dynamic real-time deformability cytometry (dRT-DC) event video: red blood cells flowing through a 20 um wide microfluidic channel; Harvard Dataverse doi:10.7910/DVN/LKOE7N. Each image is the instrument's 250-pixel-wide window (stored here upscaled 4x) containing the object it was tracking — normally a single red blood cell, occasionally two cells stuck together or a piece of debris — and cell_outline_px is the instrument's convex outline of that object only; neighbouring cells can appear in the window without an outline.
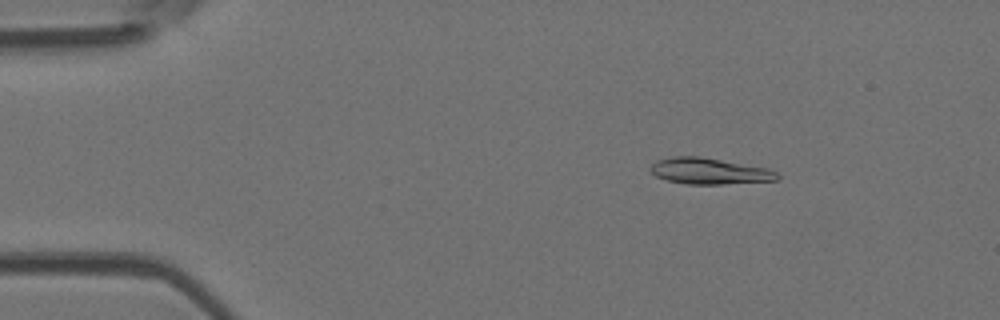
{"species": "Egyptian fruit bat (a non-hibernating species)", "species_latin": "Rousettus aegyptiacus", "temperature_condition": "room temperature", "stored_images_in_passage": 52, "camera_frame_rate_fps": 3000, "um_per_image_px": 0.085, "animal": {"sex": "female"}, "frame": {"image": 1, "passage_image": 8, "time_ms": 2.333, "image_size_px": [1000, 320], "cell_outline_px": [[780, 176], [776, 180], [720, 184], [688, 184], [668, 180], [656, 176], [648, 168], [656, 160], [672, 156], [700, 156], [768, 168], [776, 172]], "centroid_in_image_um": [60.27, 14.53], "position_along_channel_um": 24.7, "area_um2": 19.25}}
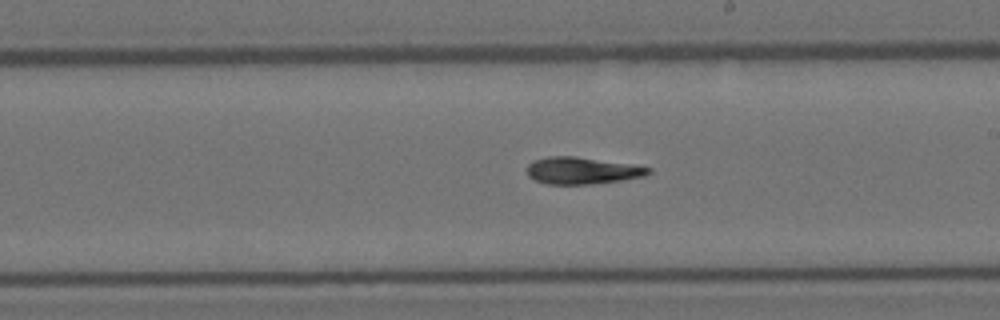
{"frame": {"image": 2, "passage_image": 30, "time_ms": 9.667, "image_size_px": [1000, 320], "cell_outline_px": [[652, 172], [644, 176], [620, 180], [588, 184], [548, 184], [536, 180], [528, 176], [528, 164], [532, 160], [548, 156], [576, 156], [628, 164], [652, 168]], "centroid_in_image_um": [49.45, 14.49], "position_along_channel_um": 239.6, "area_um2": 18.84}}
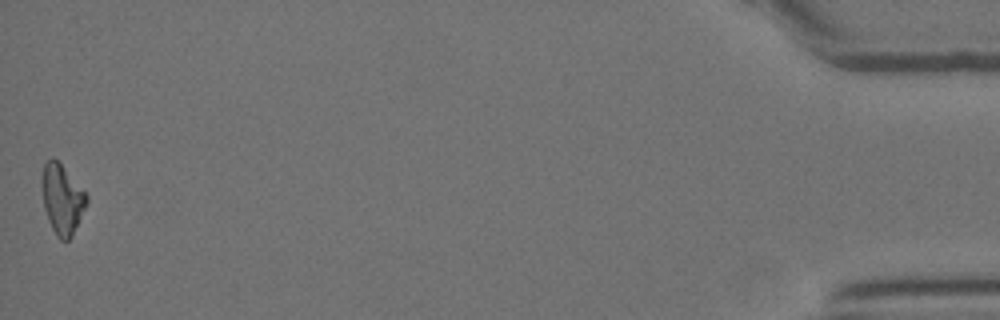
{"frame": {"image": 3, "passage_image": 52, "time_ms": 17.0, "image_size_px": [1000, 320], "cell_outline_px": [[88, 204], [72, 236], [68, 240], [60, 240], [56, 236], [48, 220], [44, 208], [40, 184], [40, 180], [44, 164], [52, 156], [60, 164], [88, 196]], "centroid_in_image_um": [5.26, 16.95], "position_along_channel_um": 429.9, "area_um2": 18.21}, "authors_computed_cell_mechanics": {"area_um2": 18.9295, "velocity_mm_per_s": 3.8978, "shape_relaxation_time_tau1_ms": 5.7082, "shape_relaxation_time_tau2_ms": 7.9855, "deformation_change_tau1": 0.2118, "deformation_change_tau2": 0.199}}